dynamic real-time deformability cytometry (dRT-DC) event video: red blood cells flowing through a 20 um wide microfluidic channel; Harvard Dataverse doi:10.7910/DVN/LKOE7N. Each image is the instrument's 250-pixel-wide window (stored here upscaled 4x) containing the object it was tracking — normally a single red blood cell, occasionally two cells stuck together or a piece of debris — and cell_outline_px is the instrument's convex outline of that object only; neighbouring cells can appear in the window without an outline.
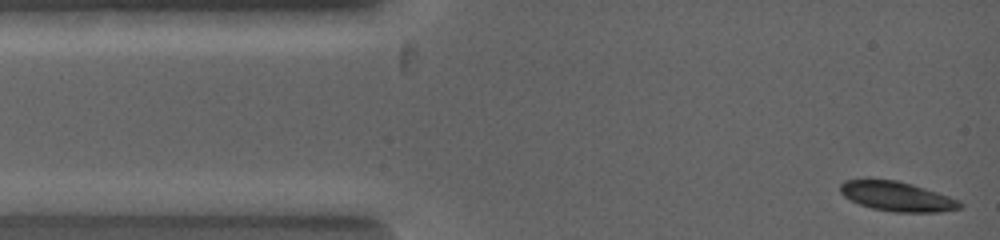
{"species": "common noctule bat (a hibernating species)", "species_latin": "Nyctalus noctula", "temperature_condition": "warm", "stored_images_in_passage": 2, "camera_frame_rate_fps": 5000, "um_per_image_px": 0.085, "animal": {"sex": "female", "body_mass_g": 19.0, "forearm_length_mm": 53.3}, "frame": {"image": 1, "passage_image": 2, "time_ms": 0.4, "image_size_px": [1000, 240], "cell_outline_px": [[964, 204], [960, 208], [940, 212], [892, 212], [872, 208], [860, 204], [844, 196], [840, 192], [840, 184], [844, 180], [868, 176], [896, 180], [912, 184], [960, 200]], "centroid_in_image_um": [76.18, 16.65], "position_along_channel_um": 8.8, "area_um2": 21.15}}